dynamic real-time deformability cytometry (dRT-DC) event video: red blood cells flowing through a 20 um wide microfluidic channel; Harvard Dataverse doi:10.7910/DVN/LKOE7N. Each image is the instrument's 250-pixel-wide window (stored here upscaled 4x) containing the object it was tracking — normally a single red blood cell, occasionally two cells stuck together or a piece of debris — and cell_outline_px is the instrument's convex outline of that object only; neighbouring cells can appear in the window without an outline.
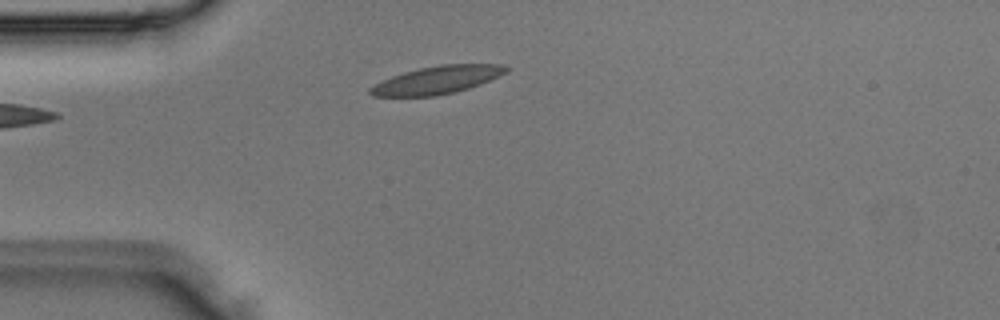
{"species": "Egyptian fruit bat (a non-hibernating species)", "species_latin": "Rousettus aegyptiacus", "temperature_condition": "room temperature", "stored_images_in_passage": 2, "camera_frame_rate_fps": 3000, "um_per_image_px": 0.085, "animal": {"sex": "male"}, "frame": {"image": 1, "passage_image": 2, "time_ms": 0.333, "image_size_px": [1000, 320], "cell_outline_px": [[508, 72], [480, 84], [468, 88], [436, 96], [372, 96], [368, 92], [368, 88], [392, 76], [404, 72], [420, 68], [440, 64], [504, 64], [508, 68]], "centroid_in_image_um": [37.16, 6.79], "position_along_channel_um": 47.8, "area_um2": 21.85}}